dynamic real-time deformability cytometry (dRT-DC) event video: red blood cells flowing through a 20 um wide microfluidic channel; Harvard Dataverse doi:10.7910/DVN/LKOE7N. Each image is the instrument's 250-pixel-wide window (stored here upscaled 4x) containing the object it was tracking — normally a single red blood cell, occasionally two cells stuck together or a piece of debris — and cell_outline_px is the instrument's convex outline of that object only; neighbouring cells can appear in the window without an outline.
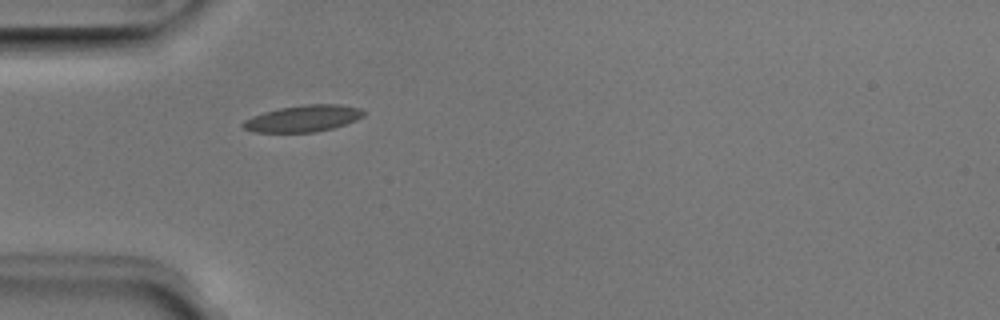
{"species": "Egyptian fruit bat (a non-hibernating species)", "species_latin": "Rousettus aegyptiacus", "temperature_condition": "room temperature", "stored_images_in_passage": 36, "camera_frame_rate_fps": 3000, "um_per_image_px": 0.085, "animal": {"sex": "male"}, "frame": {"image": 1, "passage_image": 1, "time_ms": 0.0, "image_size_px": [1000, 320], "cell_outline_px": [[368, 112], [364, 116], [356, 120], [332, 128], [316, 132], [252, 132], [244, 128], [240, 124], [244, 120], [252, 116], [264, 112], [280, 108], [304, 104], [340, 104], [360, 108]], "centroid_in_image_um": [25.78, 10.06], "position_along_channel_um": 59.2, "area_um2": 18.79}}
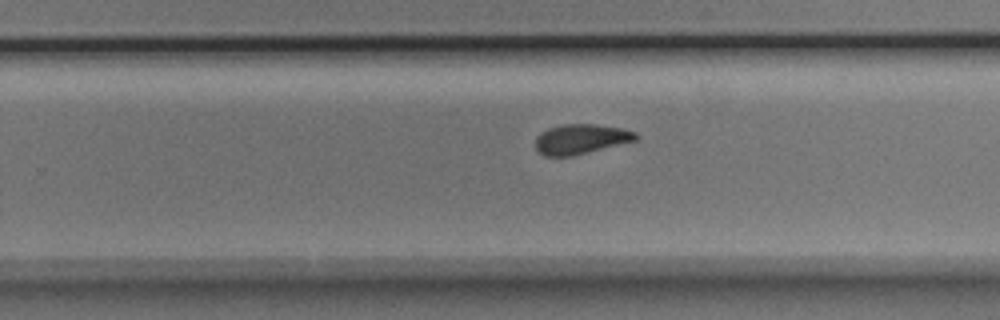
{"frame": {"image": 2, "passage_image": 18, "time_ms": 5.667, "image_size_px": [1000, 320], "cell_outline_px": [[640, 136], [636, 140], [572, 156], [544, 156], [536, 148], [536, 136], [540, 132], [548, 128], [564, 124], [596, 124], [620, 128], [636, 132]], "centroid_in_image_um": [49.36, 11.81], "position_along_channel_um": 280.4, "area_um2": 17.4}}
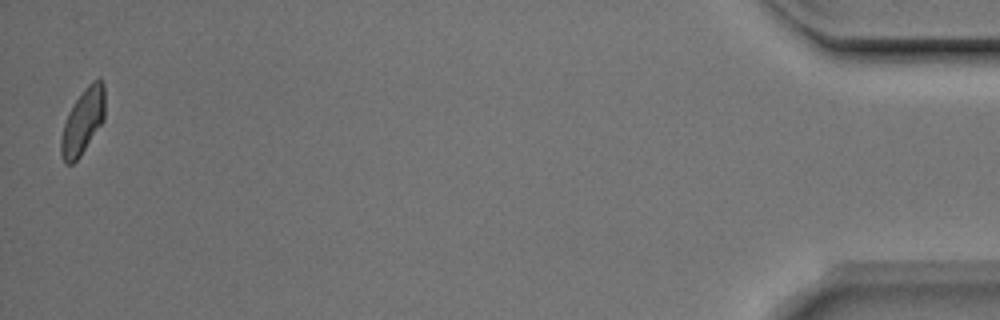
{"frame": {"image": 3, "passage_image": 36, "time_ms": 11.667, "image_size_px": [1000, 320], "cell_outline_px": [[104, 120], [80, 156], [72, 164], [64, 164], [60, 152], [60, 140], [64, 124], [68, 112], [76, 100], [88, 84], [92, 80], [100, 76], [104, 80]], "centroid_in_image_um": [7.04, 10.3], "position_along_channel_um": 428.2, "area_um2": 16.76}, "authors_computed_cell_mechanics": {"area_um2": 17.5712, "velocity_mm_per_s": 3.9779, "shape_relaxation_time_tau1_ms": 3.3046, "shape_relaxation_time_tau2_ms": 2.4081, "deformation_change_tau1": 0.1111, "deformation_change_tau2": 0.0761}}